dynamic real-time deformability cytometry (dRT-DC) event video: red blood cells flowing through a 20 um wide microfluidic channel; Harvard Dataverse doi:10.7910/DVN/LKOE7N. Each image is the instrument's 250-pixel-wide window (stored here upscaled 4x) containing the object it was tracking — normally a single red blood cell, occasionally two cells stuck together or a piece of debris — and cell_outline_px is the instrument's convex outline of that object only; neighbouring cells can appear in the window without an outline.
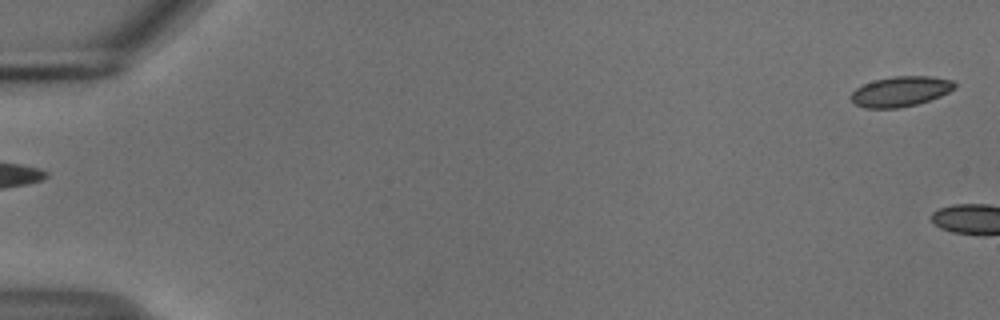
{"species": "common noctule bat (a hibernating species)", "species_latin": "Nyctalus noctula", "temperature_condition": "cold", "stored_images_in_passage": 4, "camera_frame_rate_fps": 3000, "um_per_image_px": 0.085, "animal": {"sex": "male", "body_mass_g": 18.8}, "frame": {"image": 1, "passage_image": 1, "time_ms": 0.0, "image_size_px": [1000, 320], "cell_outline_px": [[956, 88], [940, 96], [916, 104], [900, 108], [864, 108], [856, 104], [848, 96], [856, 88], [872, 80], [892, 76], [932, 76], [952, 80], [956, 84]], "centroid_in_image_um": [76.53, 7.76], "position_along_channel_um": 8.5, "area_um2": 18.32}}